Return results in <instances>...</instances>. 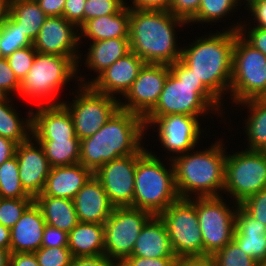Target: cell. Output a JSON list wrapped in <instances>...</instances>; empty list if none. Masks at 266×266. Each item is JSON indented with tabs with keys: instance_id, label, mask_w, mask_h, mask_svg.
Instances as JSON below:
<instances>
[{
	"instance_id": "50",
	"label": "cell",
	"mask_w": 266,
	"mask_h": 266,
	"mask_svg": "<svg viewBox=\"0 0 266 266\" xmlns=\"http://www.w3.org/2000/svg\"><path fill=\"white\" fill-rule=\"evenodd\" d=\"M128 7L141 10H169L171 0H130ZM133 5V6H132Z\"/></svg>"
},
{
	"instance_id": "48",
	"label": "cell",
	"mask_w": 266,
	"mask_h": 266,
	"mask_svg": "<svg viewBox=\"0 0 266 266\" xmlns=\"http://www.w3.org/2000/svg\"><path fill=\"white\" fill-rule=\"evenodd\" d=\"M62 246H68V233L46 224L43 231L41 247Z\"/></svg>"
},
{
	"instance_id": "12",
	"label": "cell",
	"mask_w": 266,
	"mask_h": 266,
	"mask_svg": "<svg viewBox=\"0 0 266 266\" xmlns=\"http://www.w3.org/2000/svg\"><path fill=\"white\" fill-rule=\"evenodd\" d=\"M74 100L62 104L73 119L76 136L79 140L94 135L120 108L122 99L95 91L90 85L78 84ZM79 90V91H78Z\"/></svg>"
},
{
	"instance_id": "28",
	"label": "cell",
	"mask_w": 266,
	"mask_h": 266,
	"mask_svg": "<svg viewBox=\"0 0 266 266\" xmlns=\"http://www.w3.org/2000/svg\"><path fill=\"white\" fill-rule=\"evenodd\" d=\"M85 55V67L100 74L116 60L130 52L129 38H112L94 41Z\"/></svg>"
},
{
	"instance_id": "23",
	"label": "cell",
	"mask_w": 266,
	"mask_h": 266,
	"mask_svg": "<svg viewBox=\"0 0 266 266\" xmlns=\"http://www.w3.org/2000/svg\"><path fill=\"white\" fill-rule=\"evenodd\" d=\"M94 173L80 163L51 167L43 192L38 196L74 199Z\"/></svg>"
},
{
	"instance_id": "36",
	"label": "cell",
	"mask_w": 266,
	"mask_h": 266,
	"mask_svg": "<svg viewBox=\"0 0 266 266\" xmlns=\"http://www.w3.org/2000/svg\"><path fill=\"white\" fill-rule=\"evenodd\" d=\"M240 4V0H201L199 10L190 23L209 24L218 22V20L224 17L226 18V15L236 12L234 10L237 9Z\"/></svg>"
},
{
	"instance_id": "47",
	"label": "cell",
	"mask_w": 266,
	"mask_h": 266,
	"mask_svg": "<svg viewBox=\"0 0 266 266\" xmlns=\"http://www.w3.org/2000/svg\"><path fill=\"white\" fill-rule=\"evenodd\" d=\"M86 0H66L63 17L78 29L84 24V5Z\"/></svg>"
},
{
	"instance_id": "57",
	"label": "cell",
	"mask_w": 266,
	"mask_h": 266,
	"mask_svg": "<svg viewBox=\"0 0 266 266\" xmlns=\"http://www.w3.org/2000/svg\"><path fill=\"white\" fill-rule=\"evenodd\" d=\"M10 250L0 248V266H9L10 265Z\"/></svg>"
},
{
	"instance_id": "10",
	"label": "cell",
	"mask_w": 266,
	"mask_h": 266,
	"mask_svg": "<svg viewBox=\"0 0 266 266\" xmlns=\"http://www.w3.org/2000/svg\"><path fill=\"white\" fill-rule=\"evenodd\" d=\"M266 188V156L258 150H241L226 156L224 191L234 203ZM230 194V195H229Z\"/></svg>"
},
{
	"instance_id": "37",
	"label": "cell",
	"mask_w": 266,
	"mask_h": 266,
	"mask_svg": "<svg viewBox=\"0 0 266 266\" xmlns=\"http://www.w3.org/2000/svg\"><path fill=\"white\" fill-rule=\"evenodd\" d=\"M216 266H256L257 261L243 252L232 240L210 257Z\"/></svg>"
},
{
	"instance_id": "31",
	"label": "cell",
	"mask_w": 266,
	"mask_h": 266,
	"mask_svg": "<svg viewBox=\"0 0 266 266\" xmlns=\"http://www.w3.org/2000/svg\"><path fill=\"white\" fill-rule=\"evenodd\" d=\"M8 17L33 42L47 15L37 2L26 0H9Z\"/></svg>"
},
{
	"instance_id": "29",
	"label": "cell",
	"mask_w": 266,
	"mask_h": 266,
	"mask_svg": "<svg viewBox=\"0 0 266 266\" xmlns=\"http://www.w3.org/2000/svg\"><path fill=\"white\" fill-rule=\"evenodd\" d=\"M34 201L40 207L47 225L69 233L79 222L72 199L37 196Z\"/></svg>"
},
{
	"instance_id": "14",
	"label": "cell",
	"mask_w": 266,
	"mask_h": 266,
	"mask_svg": "<svg viewBox=\"0 0 266 266\" xmlns=\"http://www.w3.org/2000/svg\"><path fill=\"white\" fill-rule=\"evenodd\" d=\"M169 70L166 64L145 63L123 96L125 101H119L120 109L144 119L157 105Z\"/></svg>"
},
{
	"instance_id": "16",
	"label": "cell",
	"mask_w": 266,
	"mask_h": 266,
	"mask_svg": "<svg viewBox=\"0 0 266 266\" xmlns=\"http://www.w3.org/2000/svg\"><path fill=\"white\" fill-rule=\"evenodd\" d=\"M135 170L136 154H132L107 162L94 173L114 207H132Z\"/></svg>"
},
{
	"instance_id": "35",
	"label": "cell",
	"mask_w": 266,
	"mask_h": 266,
	"mask_svg": "<svg viewBox=\"0 0 266 266\" xmlns=\"http://www.w3.org/2000/svg\"><path fill=\"white\" fill-rule=\"evenodd\" d=\"M33 45V42L8 16L0 23V57L7 58L15 50Z\"/></svg>"
},
{
	"instance_id": "40",
	"label": "cell",
	"mask_w": 266,
	"mask_h": 266,
	"mask_svg": "<svg viewBox=\"0 0 266 266\" xmlns=\"http://www.w3.org/2000/svg\"><path fill=\"white\" fill-rule=\"evenodd\" d=\"M36 52V49L31 45L15 50L7 57L10 67L19 81H21L29 72L36 56Z\"/></svg>"
},
{
	"instance_id": "18",
	"label": "cell",
	"mask_w": 266,
	"mask_h": 266,
	"mask_svg": "<svg viewBox=\"0 0 266 266\" xmlns=\"http://www.w3.org/2000/svg\"><path fill=\"white\" fill-rule=\"evenodd\" d=\"M144 64L145 62L140 57L130 51L95 78L90 79V81H85V77L78 76L77 84L80 81L81 85H90L97 92L114 98H117V95H122L121 97H123L137 78Z\"/></svg>"
},
{
	"instance_id": "9",
	"label": "cell",
	"mask_w": 266,
	"mask_h": 266,
	"mask_svg": "<svg viewBox=\"0 0 266 266\" xmlns=\"http://www.w3.org/2000/svg\"><path fill=\"white\" fill-rule=\"evenodd\" d=\"M265 90L266 56L238 34L235 37L229 89L232 103L259 98Z\"/></svg>"
},
{
	"instance_id": "58",
	"label": "cell",
	"mask_w": 266,
	"mask_h": 266,
	"mask_svg": "<svg viewBox=\"0 0 266 266\" xmlns=\"http://www.w3.org/2000/svg\"><path fill=\"white\" fill-rule=\"evenodd\" d=\"M9 0H0V23L8 16Z\"/></svg>"
},
{
	"instance_id": "21",
	"label": "cell",
	"mask_w": 266,
	"mask_h": 266,
	"mask_svg": "<svg viewBox=\"0 0 266 266\" xmlns=\"http://www.w3.org/2000/svg\"><path fill=\"white\" fill-rule=\"evenodd\" d=\"M73 201L79 222L104 224L115 209L94 175L77 192Z\"/></svg>"
},
{
	"instance_id": "11",
	"label": "cell",
	"mask_w": 266,
	"mask_h": 266,
	"mask_svg": "<svg viewBox=\"0 0 266 266\" xmlns=\"http://www.w3.org/2000/svg\"><path fill=\"white\" fill-rule=\"evenodd\" d=\"M226 201L223 196L196 198V213L204 244V258H210L233 240L235 216L239 204L235 203L229 207Z\"/></svg>"
},
{
	"instance_id": "32",
	"label": "cell",
	"mask_w": 266,
	"mask_h": 266,
	"mask_svg": "<svg viewBox=\"0 0 266 266\" xmlns=\"http://www.w3.org/2000/svg\"><path fill=\"white\" fill-rule=\"evenodd\" d=\"M248 108L245 119V133L248 141L247 150L260 151L266 144V103L258 98L245 100L239 104Z\"/></svg>"
},
{
	"instance_id": "44",
	"label": "cell",
	"mask_w": 266,
	"mask_h": 266,
	"mask_svg": "<svg viewBox=\"0 0 266 266\" xmlns=\"http://www.w3.org/2000/svg\"><path fill=\"white\" fill-rule=\"evenodd\" d=\"M240 24L239 35L253 48L259 50L266 56V29L260 27H250L249 24ZM248 30V32H247Z\"/></svg>"
},
{
	"instance_id": "1",
	"label": "cell",
	"mask_w": 266,
	"mask_h": 266,
	"mask_svg": "<svg viewBox=\"0 0 266 266\" xmlns=\"http://www.w3.org/2000/svg\"><path fill=\"white\" fill-rule=\"evenodd\" d=\"M241 23L201 36L182 47L180 59L221 103L227 91L229 94L235 37Z\"/></svg>"
},
{
	"instance_id": "51",
	"label": "cell",
	"mask_w": 266,
	"mask_h": 266,
	"mask_svg": "<svg viewBox=\"0 0 266 266\" xmlns=\"http://www.w3.org/2000/svg\"><path fill=\"white\" fill-rule=\"evenodd\" d=\"M247 10L250 11L249 14L252 13V20L257 23H254V26L266 29V0L252 4Z\"/></svg>"
},
{
	"instance_id": "19",
	"label": "cell",
	"mask_w": 266,
	"mask_h": 266,
	"mask_svg": "<svg viewBox=\"0 0 266 266\" xmlns=\"http://www.w3.org/2000/svg\"><path fill=\"white\" fill-rule=\"evenodd\" d=\"M15 155L22 186L35 199L43 192L51 169L44 150L31 136L27 141L16 146Z\"/></svg>"
},
{
	"instance_id": "15",
	"label": "cell",
	"mask_w": 266,
	"mask_h": 266,
	"mask_svg": "<svg viewBox=\"0 0 266 266\" xmlns=\"http://www.w3.org/2000/svg\"><path fill=\"white\" fill-rule=\"evenodd\" d=\"M201 116H187L184 114H170L158 116L150 125L157 128L158 140L167 153H173L169 160L192 151L197 147L201 135ZM154 125V126H153ZM175 153V154H174ZM178 154V155H177Z\"/></svg>"
},
{
	"instance_id": "53",
	"label": "cell",
	"mask_w": 266,
	"mask_h": 266,
	"mask_svg": "<svg viewBox=\"0 0 266 266\" xmlns=\"http://www.w3.org/2000/svg\"><path fill=\"white\" fill-rule=\"evenodd\" d=\"M9 266H40L35 253H11Z\"/></svg>"
},
{
	"instance_id": "34",
	"label": "cell",
	"mask_w": 266,
	"mask_h": 266,
	"mask_svg": "<svg viewBox=\"0 0 266 266\" xmlns=\"http://www.w3.org/2000/svg\"><path fill=\"white\" fill-rule=\"evenodd\" d=\"M0 198L34 199L22 186L16 155L0 165Z\"/></svg>"
},
{
	"instance_id": "25",
	"label": "cell",
	"mask_w": 266,
	"mask_h": 266,
	"mask_svg": "<svg viewBox=\"0 0 266 266\" xmlns=\"http://www.w3.org/2000/svg\"><path fill=\"white\" fill-rule=\"evenodd\" d=\"M131 256L143 258L176 257L168 232L159 215H153L140 232Z\"/></svg>"
},
{
	"instance_id": "59",
	"label": "cell",
	"mask_w": 266,
	"mask_h": 266,
	"mask_svg": "<svg viewBox=\"0 0 266 266\" xmlns=\"http://www.w3.org/2000/svg\"><path fill=\"white\" fill-rule=\"evenodd\" d=\"M241 1V0H240ZM261 1V0H242L240 3L243 2V5L246 4L247 5V9L254 3Z\"/></svg>"
},
{
	"instance_id": "41",
	"label": "cell",
	"mask_w": 266,
	"mask_h": 266,
	"mask_svg": "<svg viewBox=\"0 0 266 266\" xmlns=\"http://www.w3.org/2000/svg\"><path fill=\"white\" fill-rule=\"evenodd\" d=\"M126 4L124 0H86L84 23L92 18L118 13Z\"/></svg>"
},
{
	"instance_id": "8",
	"label": "cell",
	"mask_w": 266,
	"mask_h": 266,
	"mask_svg": "<svg viewBox=\"0 0 266 266\" xmlns=\"http://www.w3.org/2000/svg\"><path fill=\"white\" fill-rule=\"evenodd\" d=\"M179 260L204 258V244L196 213V198H179L159 214Z\"/></svg>"
},
{
	"instance_id": "38",
	"label": "cell",
	"mask_w": 266,
	"mask_h": 266,
	"mask_svg": "<svg viewBox=\"0 0 266 266\" xmlns=\"http://www.w3.org/2000/svg\"><path fill=\"white\" fill-rule=\"evenodd\" d=\"M34 199L0 198V224L11 229Z\"/></svg>"
},
{
	"instance_id": "6",
	"label": "cell",
	"mask_w": 266,
	"mask_h": 266,
	"mask_svg": "<svg viewBox=\"0 0 266 266\" xmlns=\"http://www.w3.org/2000/svg\"><path fill=\"white\" fill-rule=\"evenodd\" d=\"M169 161L167 169L168 166L147 148L136 154L133 208L159 215L180 198L173 164Z\"/></svg>"
},
{
	"instance_id": "2",
	"label": "cell",
	"mask_w": 266,
	"mask_h": 266,
	"mask_svg": "<svg viewBox=\"0 0 266 266\" xmlns=\"http://www.w3.org/2000/svg\"><path fill=\"white\" fill-rule=\"evenodd\" d=\"M145 134L144 119L119 108L94 135L80 140L79 163L95 173L116 158L139 154Z\"/></svg>"
},
{
	"instance_id": "3",
	"label": "cell",
	"mask_w": 266,
	"mask_h": 266,
	"mask_svg": "<svg viewBox=\"0 0 266 266\" xmlns=\"http://www.w3.org/2000/svg\"><path fill=\"white\" fill-rule=\"evenodd\" d=\"M177 25L188 23L169 10H141L130 8V51L145 63L173 64L181 57L177 46Z\"/></svg>"
},
{
	"instance_id": "5",
	"label": "cell",
	"mask_w": 266,
	"mask_h": 266,
	"mask_svg": "<svg viewBox=\"0 0 266 266\" xmlns=\"http://www.w3.org/2000/svg\"><path fill=\"white\" fill-rule=\"evenodd\" d=\"M222 141V139L216 140L206 150L196 152L194 150L193 153L188 151L171 159L176 189L180 198L222 196L220 192L224 191L228 153Z\"/></svg>"
},
{
	"instance_id": "13",
	"label": "cell",
	"mask_w": 266,
	"mask_h": 266,
	"mask_svg": "<svg viewBox=\"0 0 266 266\" xmlns=\"http://www.w3.org/2000/svg\"><path fill=\"white\" fill-rule=\"evenodd\" d=\"M150 212L133 207H115L104 222V255L119 264L131 256L134 244Z\"/></svg>"
},
{
	"instance_id": "24",
	"label": "cell",
	"mask_w": 266,
	"mask_h": 266,
	"mask_svg": "<svg viewBox=\"0 0 266 266\" xmlns=\"http://www.w3.org/2000/svg\"><path fill=\"white\" fill-rule=\"evenodd\" d=\"M233 241L257 262L266 260V226L250 216L240 205L235 216Z\"/></svg>"
},
{
	"instance_id": "27",
	"label": "cell",
	"mask_w": 266,
	"mask_h": 266,
	"mask_svg": "<svg viewBox=\"0 0 266 266\" xmlns=\"http://www.w3.org/2000/svg\"><path fill=\"white\" fill-rule=\"evenodd\" d=\"M68 248L73 257L104 255V224L78 222L68 233Z\"/></svg>"
},
{
	"instance_id": "43",
	"label": "cell",
	"mask_w": 266,
	"mask_h": 266,
	"mask_svg": "<svg viewBox=\"0 0 266 266\" xmlns=\"http://www.w3.org/2000/svg\"><path fill=\"white\" fill-rule=\"evenodd\" d=\"M0 90L5 96H10L13 92L19 96L20 81L4 57H0Z\"/></svg>"
},
{
	"instance_id": "60",
	"label": "cell",
	"mask_w": 266,
	"mask_h": 266,
	"mask_svg": "<svg viewBox=\"0 0 266 266\" xmlns=\"http://www.w3.org/2000/svg\"><path fill=\"white\" fill-rule=\"evenodd\" d=\"M258 99L266 103V90L262 93V95Z\"/></svg>"
},
{
	"instance_id": "46",
	"label": "cell",
	"mask_w": 266,
	"mask_h": 266,
	"mask_svg": "<svg viewBox=\"0 0 266 266\" xmlns=\"http://www.w3.org/2000/svg\"><path fill=\"white\" fill-rule=\"evenodd\" d=\"M178 263L177 257L143 258L129 256L119 266H178Z\"/></svg>"
},
{
	"instance_id": "26",
	"label": "cell",
	"mask_w": 266,
	"mask_h": 266,
	"mask_svg": "<svg viewBox=\"0 0 266 266\" xmlns=\"http://www.w3.org/2000/svg\"><path fill=\"white\" fill-rule=\"evenodd\" d=\"M130 7L126 4L118 13L92 18L86 21L78 30L79 42L82 36L92 40H107L112 38H129ZM83 34V35H82Z\"/></svg>"
},
{
	"instance_id": "63",
	"label": "cell",
	"mask_w": 266,
	"mask_h": 266,
	"mask_svg": "<svg viewBox=\"0 0 266 266\" xmlns=\"http://www.w3.org/2000/svg\"><path fill=\"white\" fill-rule=\"evenodd\" d=\"M4 97H6L0 90V100L3 99Z\"/></svg>"
},
{
	"instance_id": "52",
	"label": "cell",
	"mask_w": 266,
	"mask_h": 266,
	"mask_svg": "<svg viewBox=\"0 0 266 266\" xmlns=\"http://www.w3.org/2000/svg\"><path fill=\"white\" fill-rule=\"evenodd\" d=\"M66 0H38L37 3L47 16H63Z\"/></svg>"
},
{
	"instance_id": "54",
	"label": "cell",
	"mask_w": 266,
	"mask_h": 266,
	"mask_svg": "<svg viewBox=\"0 0 266 266\" xmlns=\"http://www.w3.org/2000/svg\"><path fill=\"white\" fill-rule=\"evenodd\" d=\"M17 144L0 136V165L15 155Z\"/></svg>"
},
{
	"instance_id": "42",
	"label": "cell",
	"mask_w": 266,
	"mask_h": 266,
	"mask_svg": "<svg viewBox=\"0 0 266 266\" xmlns=\"http://www.w3.org/2000/svg\"><path fill=\"white\" fill-rule=\"evenodd\" d=\"M250 216L266 226V188L239 204Z\"/></svg>"
},
{
	"instance_id": "7",
	"label": "cell",
	"mask_w": 266,
	"mask_h": 266,
	"mask_svg": "<svg viewBox=\"0 0 266 266\" xmlns=\"http://www.w3.org/2000/svg\"><path fill=\"white\" fill-rule=\"evenodd\" d=\"M79 58L36 52L29 72L20 81V97L37 100L38 106L62 104L57 96L63 86L77 77Z\"/></svg>"
},
{
	"instance_id": "56",
	"label": "cell",
	"mask_w": 266,
	"mask_h": 266,
	"mask_svg": "<svg viewBox=\"0 0 266 266\" xmlns=\"http://www.w3.org/2000/svg\"><path fill=\"white\" fill-rule=\"evenodd\" d=\"M10 229L0 224V248L10 250Z\"/></svg>"
},
{
	"instance_id": "33",
	"label": "cell",
	"mask_w": 266,
	"mask_h": 266,
	"mask_svg": "<svg viewBox=\"0 0 266 266\" xmlns=\"http://www.w3.org/2000/svg\"><path fill=\"white\" fill-rule=\"evenodd\" d=\"M42 146L51 167L79 163V139H34Z\"/></svg>"
},
{
	"instance_id": "55",
	"label": "cell",
	"mask_w": 266,
	"mask_h": 266,
	"mask_svg": "<svg viewBox=\"0 0 266 266\" xmlns=\"http://www.w3.org/2000/svg\"><path fill=\"white\" fill-rule=\"evenodd\" d=\"M178 266H216L214 261L207 258L182 259L179 260Z\"/></svg>"
},
{
	"instance_id": "62",
	"label": "cell",
	"mask_w": 266,
	"mask_h": 266,
	"mask_svg": "<svg viewBox=\"0 0 266 266\" xmlns=\"http://www.w3.org/2000/svg\"><path fill=\"white\" fill-rule=\"evenodd\" d=\"M260 151L266 156V144L264 145V147Z\"/></svg>"
},
{
	"instance_id": "17",
	"label": "cell",
	"mask_w": 266,
	"mask_h": 266,
	"mask_svg": "<svg viewBox=\"0 0 266 266\" xmlns=\"http://www.w3.org/2000/svg\"><path fill=\"white\" fill-rule=\"evenodd\" d=\"M78 28L63 16H47L33 47L43 54L80 57Z\"/></svg>"
},
{
	"instance_id": "61",
	"label": "cell",
	"mask_w": 266,
	"mask_h": 266,
	"mask_svg": "<svg viewBox=\"0 0 266 266\" xmlns=\"http://www.w3.org/2000/svg\"><path fill=\"white\" fill-rule=\"evenodd\" d=\"M256 266H266V260L257 262Z\"/></svg>"
},
{
	"instance_id": "4",
	"label": "cell",
	"mask_w": 266,
	"mask_h": 266,
	"mask_svg": "<svg viewBox=\"0 0 266 266\" xmlns=\"http://www.w3.org/2000/svg\"><path fill=\"white\" fill-rule=\"evenodd\" d=\"M170 70L155 108L144 118L145 129L158 117L170 114L203 116L215 112L222 116L221 103L181 60L169 65ZM222 104V105H221ZM212 111V112H211ZM220 111V112H219ZM206 113V114H205Z\"/></svg>"
},
{
	"instance_id": "45",
	"label": "cell",
	"mask_w": 266,
	"mask_h": 266,
	"mask_svg": "<svg viewBox=\"0 0 266 266\" xmlns=\"http://www.w3.org/2000/svg\"><path fill=\"white\" fill-rule=\"evenodd\" d=\"M201 0H171L169 11L188 24L196 16Z\"/></svg>"
},
{
	"instance_id": "22",
	"label": "cell",
	"mask_w": 266,
	"mask_h": 266,
	"mask_svg": "<svg viewBox=\"0 0 266 266\" xmlns=\"http://www.w3.org/2000/svg\"><path fill=\"white\" fill-rule=\"evenodd\" d=\"M45 226L43 213L34 201L25 210L19 221L10 229V252L34 253L39 250Z\"/></svg>"
},
{
	"instance_id": "30",
	"label": "cell",
	"mask_w": 266,
	"mask_h": 266,
	"mask_svg": "<svg viewBox=\"0 0 266 266\" xmlns=\"http://www.w3.org/2000/svg\"><path fill=\"white\" fill-rule=\"evenodd\" d=\"M11 99L12 97L6 96L0 100V136L12 140L18 145L31 137L32 110H28L26 118H19L20 114L11 104Z\"/></svg>"
},
{
	"instance_id": "49",
	"label": "cell",
	"mask_w": 266,
	"mask_h": 266,
	"mask_svg": "<svg viewBox=\"0 0 266 266\" xmlns=\"http://www.w3.org/2000/svg\"><path fill=\"white\" fill-rule=\"evenodd\" d=\"M70 266H119V263L106 255L95 257H73Z\"/></svg>"
},
{
	"instance_id": "20",
	"label": "cell",
	"mask_w": 266,
	"mask_h": 266,
	"mask_svg": "<svg viewBox=\"0 0 266 266\" xmlns=\"http://www.w3.org/2000/svg\"><path fill=\"white\" fill-rule=\"evenodd\" d=\"M32 110L31 136L34 139H79L73 119L63 104L40 105Z\"/></svg>"
},
{
	"instance_id": "39",
	"label": "cell",
	"mask_w": 266,
	"mask_h": 266,
	"mask_svg": "<svg viewBox=\"0 0 266 266\" xmlns=\"http://www.w3.org/2000/svg\"><path fill=\"white\" fill-rule=\"evenodd\" d=\"M34 253L40 266H70L73 258L68 246L41 247Z\"/></svg>"
}]
</instances>
